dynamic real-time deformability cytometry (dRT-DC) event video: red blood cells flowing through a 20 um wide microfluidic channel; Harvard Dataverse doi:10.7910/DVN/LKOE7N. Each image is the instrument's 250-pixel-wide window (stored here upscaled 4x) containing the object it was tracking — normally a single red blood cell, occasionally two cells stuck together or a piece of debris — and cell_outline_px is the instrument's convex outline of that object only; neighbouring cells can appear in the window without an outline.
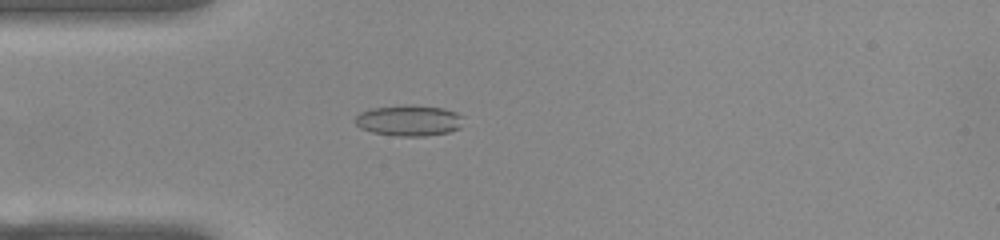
{"species": "common noctule bat (a hibernating species)", "species_latin": "Nyctalus noctula", "temperature_condition": "warm", "stored_images_in_passage": 52, "camera_frame_rate_fps": 3000, "um_per_image_px": 0.085, "animal": {"sex": "female", "body_mass_g": 22.0, "forearm_length_mm": 56.7}, "frame": {"image": 1, "passage_image": 14, "time_ms": 4.333, "image_size_px": [1000, 240], "cell_outline_px": [[464, 116], [460, 128], [448, 132], [424, 136], [396, 136], [372, 132], [360, 128], [356, 124], [356, 116], [360, 112], [372, 108], [404, 104], [412, 104], [444, 108], [456, 112]], "centroid_in_image_um": [34.78, 10.23], "position_along_channel_um": 50.2, "area_um2": 19.71}}
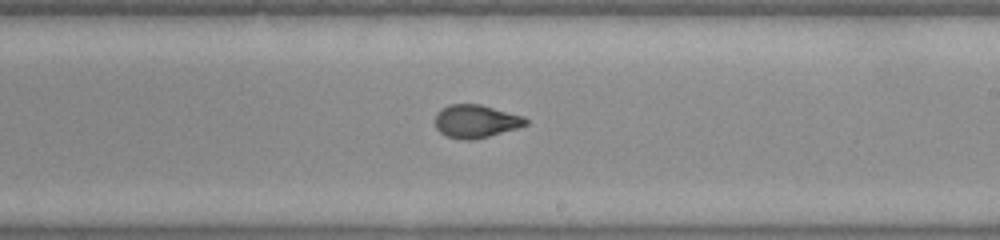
{"frame": {"image": 2, "passage_image": 30, "time_ms": 9.667, "image_size_px": [1000, 240], "cell_outline_px": [[528, 124], [516, 128], [488, 136], [472, 140], [460, 140], [444, 136], [436, 128], [436, 112], [448, 104], [480, 104], [524, 116], [528, 120]], "centroid_in_image_um": [40.42, 10.31], "position_along_channel_um": 248.6, "area_um2": 17.51}}
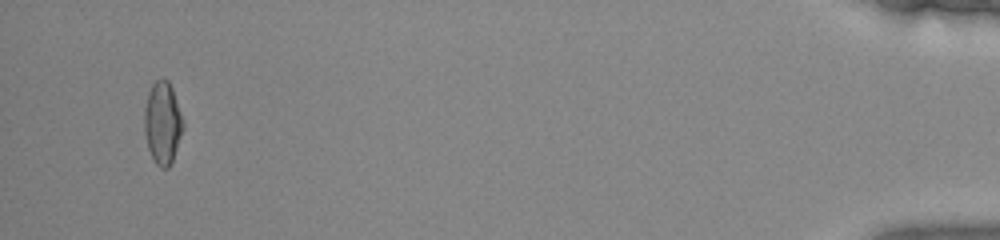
{"frame": {"image": 3, "passage_image": 50, "time_ms": 16.333, "image_size_px": [1000, 240], "cell_outline_px": [[184, 128], [172, 164], [168, 168], [160, 168], [152, 160], [148, 148], [144, 132], [144, 108], [148, 92], [152, 84], [156, 80], [168, 80], [172, 88], [184, 120]], "centroid_in_image_um": [13.82, 10.49], "position_along_channel_um": 421.4, "area_um2": 18.96}, "authors_computed_cell_mechanics": {"area_um2": 17.8891, "velocity_mm_per_s": 3.8736, "shape_relaxation_time_tau1_ms": null, "shape_relaxation_time_tau2_ms": 0.7551, "deformation_change_tau1": null, "deformation_change_tau2": 0.0608}}